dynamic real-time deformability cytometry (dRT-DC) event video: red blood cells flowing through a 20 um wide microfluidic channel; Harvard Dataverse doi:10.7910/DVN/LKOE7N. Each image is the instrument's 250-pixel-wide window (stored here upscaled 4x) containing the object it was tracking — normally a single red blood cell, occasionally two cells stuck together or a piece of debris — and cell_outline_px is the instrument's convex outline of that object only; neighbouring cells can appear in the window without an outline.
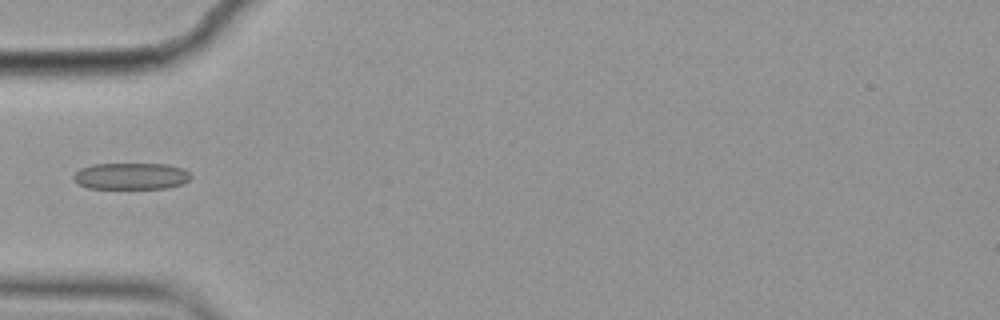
{"species": "common noctule bat (a hibernating species)", "species_latin": "Nyctalus noctula", "temperature_condition": "cold", "stored_images_in_passage": 4, "camera_frame_rate_fps": 3000, "um_per_image_px": 0.085, "animal": {"sex": "female", "body_mass_g": 19.9}, "frame": {"image": 1, "passage_image": 4, "time_ms": 1.0, "image_size_px": [1000, 320], "cell_outline_px": [[192, 176], [184, 184], [168, 188], [88, 188], [76, 184], [72, 180], [72, 176], [80, 168], [92, 164], [168, 164], [184, 168]], "centroid_in_image_um": [11.13, 14.97], "position_along_channel_um": 73.9, "area_um2": 18.44}}